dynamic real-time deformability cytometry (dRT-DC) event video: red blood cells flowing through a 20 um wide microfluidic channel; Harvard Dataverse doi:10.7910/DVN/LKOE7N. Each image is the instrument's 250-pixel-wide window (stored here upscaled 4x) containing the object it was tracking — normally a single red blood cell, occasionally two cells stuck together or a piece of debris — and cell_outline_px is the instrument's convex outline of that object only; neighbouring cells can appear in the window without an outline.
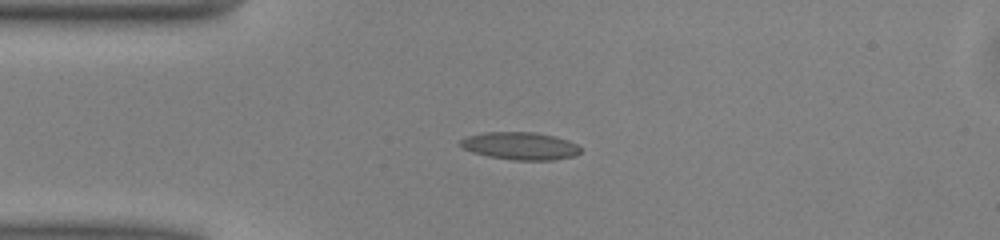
{"species": "common noctule bat (a hibernating species)", "species_latin": "Nyctalus noctula", "temperature_condition": "warm", "stored_images_in_passage": 39, "camera_frame_rate_fps": 3000, "um_per_image_px": 0.085, "animal": {"sex": "male", "body_mass_g": 13.0, "forearm_length_mm": 53.1}, "frame": {"image": 1, "passage_image": 1, "time_ms": 0.0, "image_size_px": [1000, 240], "cell_outline_px": [[580, 152], [576, 156], [552, 160], [512, 160], [488, 156], [472, 152], [464, 148], [460, 144], [460, 140], [468, 136], [484, 132], [536, 132], [556, 136], [568, 140], [576, 144], [580, 148]], "centroid_in_image_um": [44.24, 12.4], "position_along_channel_um": 40.8, "area_um2": 19.36}}
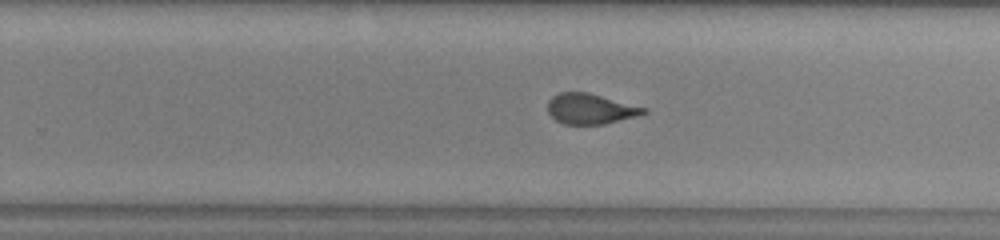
{"frame": {"image": 2, "passage_image": 20, "time_ms": 6.333, "image_size_px": [1000, 240], "cell_outline_px": [[648, 112], [640, 116], [604, 124], [564, 124], [556, 120], [548, 112], [548, 100], [552, 96], [560, 92], [588, 92], [648, 108]], "centroid_in_image_um": [50.22, 9.25], "position_along_channel_um": 279.6, "area_um2": 17.17}}
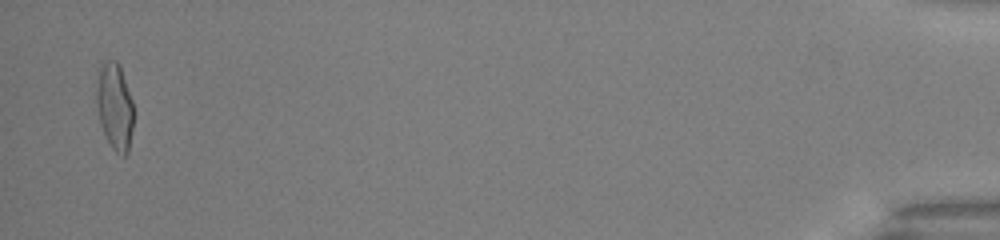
{"frame": {"image": 3, "passage_image": 38, "time_ms": 12.333, "image_size_px": [1000, 240], "cell_outline_px": [[132, 128], [128, 152], [124, 156], [120, 156], [112, 148], [100, 124], [96, 100], [96, 88], [100, 60], [116, 60], [120, 68], [132, 100]], "centroid_in_image_um": [9.72, 9.02], "position_along_channel_um": 425.5, "area_um2": 18.61}, "authors_computed_cell_mechanics": {"area_um2": 18.0336, "velocity_mm_per_s": 4.0752, "shape_relaxation_time_tau1_ms": 4.1072, "shape_relaxation_time_tau2_ms": 1.0266, "deformation_change_tau1": 0.1653, "deformation_change_tau2": 0.0881}}